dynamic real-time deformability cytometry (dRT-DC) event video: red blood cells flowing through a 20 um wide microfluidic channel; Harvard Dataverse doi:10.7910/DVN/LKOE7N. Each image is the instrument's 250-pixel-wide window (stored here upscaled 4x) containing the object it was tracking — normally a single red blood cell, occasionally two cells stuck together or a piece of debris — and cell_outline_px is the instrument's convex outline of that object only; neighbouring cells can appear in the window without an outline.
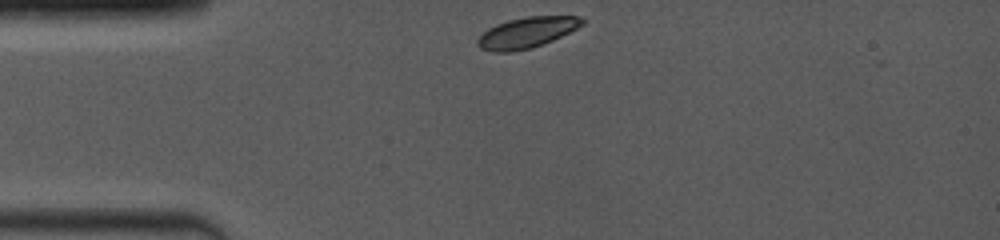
{"species": "common noctule bat (a hibernating species)", "species_latin": "Nyctalus noctula", "temperature_condition": "room temperature", "stored_images_in_passage": 31, "camera_frame_rate_fps": 4000, "um_per_image_px": 0.085, "animal": {"sex": "female", "body_mass_g": 19.0, "forearm_length_mm": 53.3}, "frame": {"image": 1, "passage_image": 1, "time_ms": 0.0, "image_size_px": [1000, 240], "cell_outline_px": [[584, 24], [544, 44], [532, 48], [512, 52], [492, 52], [480, 48], [476, 44], [476, 40], [488, 28], [496, 24], [508, 20], [524, 16], [580, 16], [584, 20]], "centroid_in_image_um": [44.74, 2.77], "position_along_channel_um": 40.3, "area_um2": 18.79}}
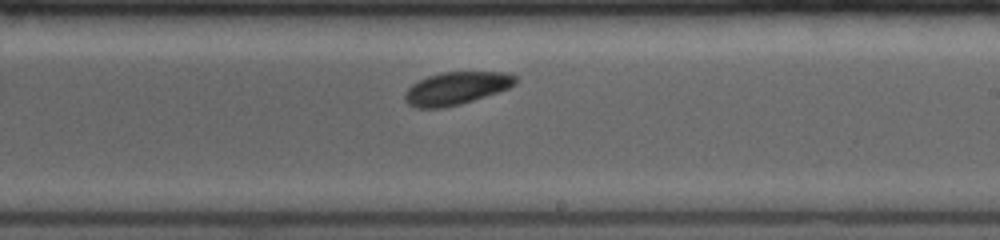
{"frame": {"image": 2, "passage_image": 18, "time_ms": 6.0, "image_size_px": [1000, 240], "cell_outline_px": [[516, 84], [508, 88], [460, 104], [444, 108], [416, 108], [408, 104], [404, 100], [404, 92], [412, 84], [428, 76], [440, 72], [508, 72], [516, 76]], "centroid_in_image_um": [38.75, 7.5], "position_along_channel_um": 250.3, "area_um2": 21.04}}
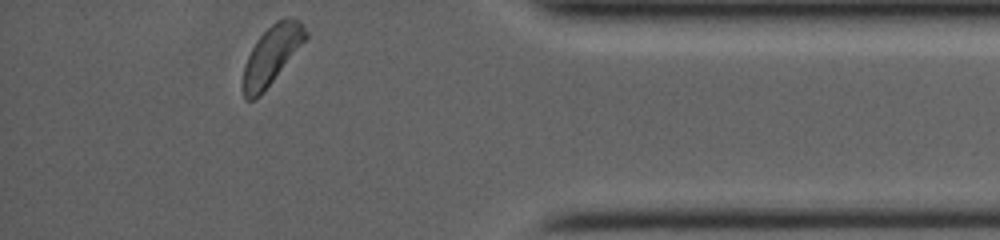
{"frame": {"image": 3, "passage_image": 31, "time_ms": 10.5, "image_size_px": [1000, 240], "cell_outline_px": [[308, 36], [260, 96], [256, 100], [244, 100], [244, 64], [256, 40], [276, 20], [284, 16], [288, 16], [300, 20], [308, 32]], "centroid_in_image_um": [23.1, 4.64], "position_along_channel_um": 412.1, "area_um2": 20.98}, "authors_computed_cell_mechanics": {"area_um2": 20.808, "velocity_mm_per_s": 3.9823, "shape_relaxation_time_tau1_ms": 3.1154, "shape_relaxation_time_tau2_ms": null, "deformation_change_tau1": 0.1152, "deformation_change_tau2": null}}